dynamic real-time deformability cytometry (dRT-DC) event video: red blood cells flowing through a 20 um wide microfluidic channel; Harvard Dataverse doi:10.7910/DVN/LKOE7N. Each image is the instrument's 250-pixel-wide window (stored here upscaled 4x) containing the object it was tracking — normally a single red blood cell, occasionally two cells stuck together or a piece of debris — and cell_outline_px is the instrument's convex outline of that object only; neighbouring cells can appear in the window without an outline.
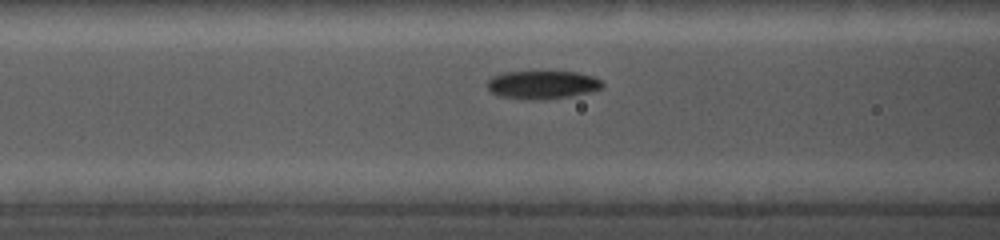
{"species": "common noctule bat (a hibernating species)", "species_latin": "Nyctalus noctula", "temperature_condition": "cold", "stored_images_in_passage": 29, "camera_frame_rate_fps": 5000, "um_per_image_px": 0.085, "animal": {"sex": "female", "body_mass_g": 19.0, "forearm_length_mm": 56.7}, "frame": {"image": 1, "passage_image": 10, "time_ms": 3.2, "image_size_px": [1000, 240], "cell_outline_px": [[604, 84], [600, 88], [588, 92], [568, 96], [540, 100], [500, 96], [492, 92], [488, 88], [488, 80], [492, 76], [504, 72], [576, 72], [592, 76], [600, 80]], "centroid_in_image_um": [46.09, 7.19], "position_along_channel_um": 120.5, "area_um2": 18.5}}
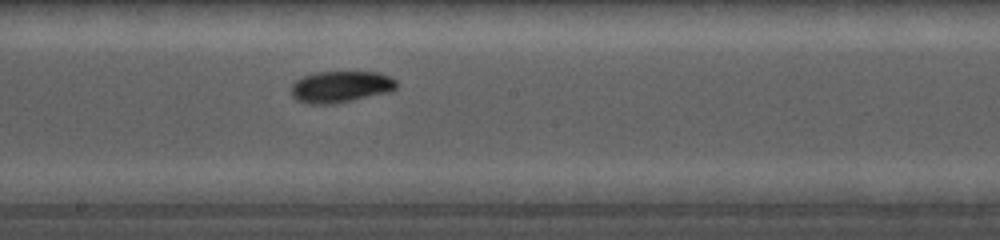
{"frame": {"image": 2, "passage_image": 18, "time_ms": 5.8, "image_size_px": [1000, 240], "cell_outline_px": [[396, 88], [388, 92], [352, 100], [332, 104], [308, 104], [296, 100], [292, 96], [292, 84], [296, 80], [304, 76], [316, 72], [380, 72], [396, 80]], "centroid_in_image_um": [28.94, 7.37], "position_along_channel_um": 219.3, "area_um2": 19.25}}
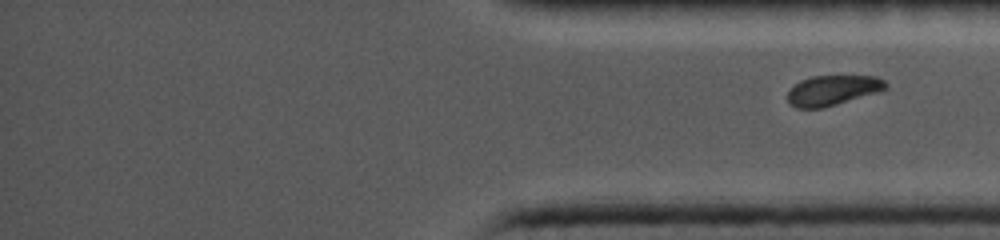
{"frame": {"image": 3, "passage_image": 29, "time_ms": 9.6, "image_size_px": [1000, 240], "cell_outline_px": [[888, 84], [880, 92], [824, 108], [796, 108], [788, 104], [788, 92], [800, 80], [812, 76], [876, 76], [884, 80]], "centroid_in_image_um": [70.78, 7.68], "position_along_channel_um": 364.4, "area_um2": 17.28}}